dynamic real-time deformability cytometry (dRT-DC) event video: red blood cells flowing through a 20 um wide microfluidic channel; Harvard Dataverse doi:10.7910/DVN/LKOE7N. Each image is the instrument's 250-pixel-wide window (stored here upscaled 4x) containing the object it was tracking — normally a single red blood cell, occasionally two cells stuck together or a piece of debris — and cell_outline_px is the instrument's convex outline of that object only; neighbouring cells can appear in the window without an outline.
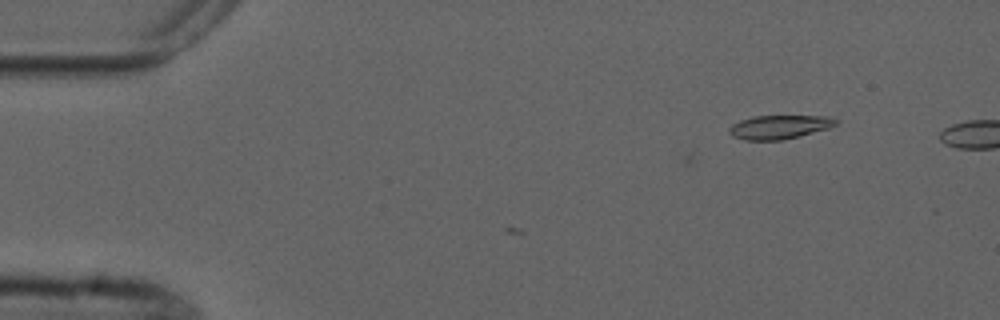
{"species": "common noctule bat (a hibernating species)", "species_latin": "Nyctalus noctula", "temperature_condition": "cold", "stored_images_in_passage": 3, "camera_frame_rate_fps": 3000, "um_per_image_px": 0.085, "animal": {"sex": "male", "forearm_length_mm": 52.5}, "frame": {"image": 1, "passage_image": 3, "time_ms": 2.0, "image_size_px": [1000, 320], "cell_outline_px": [[840, 120], [836, 124], [828, 128], [780, 140], [744, 140], [732, 136], [728, 132], [728, 128], [732, 124], [740, 120], [752, 116], [832, 116]], "centroid_in_image_um": [66.21, 10.78], "position_along_channel_um": 18.8, "area_um2": 14.74}}